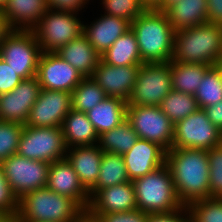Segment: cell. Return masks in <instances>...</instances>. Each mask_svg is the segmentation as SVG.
Masks as SVG:
<instances>
[{"instance_id": "cell-43", "label": "cell", "mask_w": 222, "mask_h": 222, "mask_svg": "<svg viewBox=\"0 0 222 222\" xmlns=\"http://www.w3.org/2000/svg\"><path fill=\"white\" fill-rule=\"evenodd\" d=\"M203 111L212 124L222 132V101L204 107Z\"/></svg>"}, {"instance_id": "cell-14", "label": "cell", "mask_w": 222, "mask_h": 222, "mask_svg": "<svg viewBox=\"0 0 222 222\" xmlns=\"http://www.w3.org/2000/svg\"><path fill=\"white\" fill-rule=\"evenodd\" d=\"M36 77L41 89L70 92L84 76L56 52H42Z\"/></svg>"}, {"instance_id": "cell-3", "label": "cell", "mask_w": 222, "mask_h": 222, "mask_svg": "<svg viewBox=\"0 0 222 222\" xmlns=\"http://www.w3.org/2000/svg\"><path fill=\"white\" fill-rule=\"evenodd\" d=\"M85 215L73 199L43 187L19 199L16 221L79 222Z\"/></svg>"}, {"instance_id": "cell-18", "label": "cell", "mask_w": 222, "mask_h": 222, "mask_svg": "<svg viewBox=\"0 0 222 222\" xmlns=\"http://www.w3.org/2000/svg\"><path fill=\"white\" fill-rule=\"evenodd\" d=\"M122 156L130 181L156 170L166 161V151L161 146L140 138Z\"/></svg>"}, {"instance_id": "cell-23", "label": "cell", "mask_w": 222, "mask_h": 222, "mask_svg": "<svg viewBox=\"0 0 222 222\" xmlns=\"http://www.w3.org/2000/svg\"><path fill=\"white\" fill-rule=\"evenodd\" d=\"M58 55L76 68L84 77H91L96 69L100 54L93 48L83 33L62 46Z\"/></svg>"}, {"instance_id": "cell-11", "label": "cell", "mask_w": 222, "mask_h": 222, "mask_svg": "<svg viewBox=\"0 0 222 222\" xmlns=\"http://www.w3.org/2000/svg\"><path fill=\"white\" fill-rule=\"evenodd\" d=\"M222 144V132L198 109L174 124L172 148L209 150Z\"/></svg>"}, {"instance_id": "cell-46", "label": "cell", "mask_w": 222, "mask_h": 222, "mask_svg": "<svg viewBox=\"0 0 222 222\" xmlns=\"http://www.w3.org/2000/svg\"><path fill=\"white\" fill-rule=\"evenodd\" d=\"M182 0H160V3L154 8L156 11L165 12L170 6Z\"/></svg>"}, {"instance_id": "cell-5", "label": "cell", "mask_w": 222, "mask_h": 222, "mask_svg": "<svg viewBox=\"0 0 222 222\" xmlns=\"http://www.w3.org/2000/svg\"><path fill=\"white\" fill-rule=\"evenodd\" d=\"M132 183L137 209L143 212L168 213L184 207L177 196L172 173L166 163Z\"/></svg>"}, {"instance_id": "cell-6", "label": "cell", "mask_w": 222, "mask_h": 222, "mask_svg": "<svg viewBox=\"0 0 222 222\" xmlns=\"http://www.w3.org/2000/svg\"><path fill=\"white\" fill-rule=\"evenodd\" d=\"M79 14L48 9L32 29L42 52H56L83 33Z\"/></svg>"}, {"instance_id": "cell-47", "label": "cell", "mask_w": 222, "mask_h": 222, "mask_svg": "<svg viewBox=\"0 0 222 222\" xmlns=\"http://www.w3.org/2000/svg\"><path fill=\"white\" fill-rule=\"evenodd\" d=\"M0 222H16V218L13 215L0 210Z\"/></svg>"}, {"instance_id": "cell-2", "label": "cell", "mask_w": 222, "mask_h": 222, "mask_svg": "<svg viewBox=\"0 0 222 222\" xmlns=\"http://www.w3.org/2000/svg\"><path fill=\"white\" fill-rule=\"evenodd\" d=\"M130 28L135 34L143 63L171 61L175 30L165 12L147 9L133 20Z\"/></svg>"}, {"instance_id": "cell-30", "label": "cell", "mask_w": 222, "mask_h": 222, "mask_svg": "<svg viewBox=\"0 0 222 222\" xmlns=\"http://www.w3.org/2000/svg\"><path fill=\"white\" fill-rule=\"evenodd\" d=\"M138 139L131 123L126 119L115 128L100 134L97 145L102 152L123 155L134 146Z\"/></svg>"}, {"instance_id": "cell-48", "label": "cell", "mask_w": 222, "mask_h": 222, "mask_svg": "<svg viewBox=\"0 0 222 222\" xmlns=\"http://www.w3.org/2000/svg\"><path fill=\"white\" fill-rule=\"evenodd\" d=\"M147 9H154L159 3L160 0H141Z\"/></svg>"}, {"instance_id": "cell-49", "label": "cell", "mask_w": 222, "mask_h": 222, "mask_svg": "<svg viewBox=\"0 0 222 222\" xmlns=\"http://www.w3.org/2000/svg\"><path fill=\"white\" fill-rule=\"evenodd\" d=\"M215 67L221 72L222 75V55L217 59Z\"/></svg>"}, {"instance_id": "cell-41", "label": "cell", "mask_w": 222, "mask_h": 222, "mask_svg": "<svg viewBox=\"0 0 222 222\" xmlns=\"http://www.w3.org/2000/svg\"><path fill=\"white\" fill-rule=\"evenodd\" d=\"M146 222H191V218L187 206H184L168 213H150Z\"/></svg>"}, {"instance_id": "cell-12", "label": "cell", "mask_w": 222, "mask_h": 222, "mask_svg": "<svg viewBox=\"0 0 222 222\" xmlns=\"http://www.w3.org/2000/svg\"><path fill=\"white\" fill-rule=\"evenodd\" d=\"M0 164L18 199L27 192L47 186L50 166L48 162L28 159L16 153Z\"/></svg>"}, {"instance_id": "cell-45", "label": "cell", "mask_w": 222, "mask_h": 222, "mask_svg": "<svg viewBox=\"0 0 222 222\" xmlns=\"http://www.w3.org/2000/svg\"><path fill=\"white\" fill-rule=\"evenodd\" d=\"M11 31L12 29L9 27L6 18L2 14V11H0V45Z\"/></svg>"}, {"instance_id": "cell-10", "label": "cell", "mask_w": 222, "mask_h": 222, "mask_svg": "<svg viewBox=\"0 0 222 222\" xmlns=\"http://www.w3.org/2000/svg\"><path fill=\"white\" fill-rule=\"evenodd\" d=\"M127 120L138 138L154 142L165 151L172 149L174 123L159 106L127 105Z\"/></svg>"}, {"instance_id": "cell-9", "label": "cell", "mask_w": 222, "mask_h": 222, "mask_svg": "<svg viewBox=\"0 0 222 222\" xmlns=\"http://www.w3.org/2000/svg\"><path fill=\"white\" fill-rule=\"evenodd\" d=\"M171 90L170 61L143 63L127 105L159 106Z\"/></svg>"}, {"instance_id": "cell-29", "label": "cell", "mask_w": 222, "mask_h": 222, "mask_svg": "<svg viewBox=\"0 0 222 222\" xmlns=\"http://www.w3.org/2000/svg\"><path fill=\"white\" fill-rule=\"evenodd\" d=\"M210 65L170 61L172 90L195 95Z\"/></svg>"}, {"instance_id": "cell-20", "label": "cell", "mask_w": 222, "mask_h": 222, "mask_svg": "<svg viewBox=\"0 0 222 222\" xmlns=\"http://www.w3.org/2000/svg\"><path fill=\"white\" fill-rule=\"evenodd\" d=\"M131 23L123 18L101 14L91 24L83 23V35L101 55L126 31Z\"/></svg>"}, {"instance_id": "cell-39", "label": "cell", "mask_w": 222, "mask_h": 222, "mask_svg": "<svg viewBox=\"0 0 222 222\" xmlns=\"http://www.w3.org/2000/svg\"><path fill=\"white\" fill-rule=\"evenodd\" d=\"M18 207L19 199L13 193L0 164V210L7 212L16 218Z\"/></svg>"}, {"instance_id": "cell-28", "label": "cell", "mask_w": 222, "mask_h": 222, "mask_svg": "<svg viewBox=\"0 0 222 222\" xmlns=\"http://www.w3.org/2000/svg\"><path fill=\"white\" fill-rule=\"evenodd\" d=\"M129 181L130 179L123 156L115 153L103 152L97 183L89 191L90 199L103 188Z\"/></svg>"}, {"instance_id": "cell-34", "label": "cell", "mask_w": 222, "mask_h": 222, "mask_svg": "<svg viewBox=\"0 0 222 222\" xmlns=\"http://www.w3.org/2000/svg\"><path fill=\"white\" fill-rule=\"evenodd\" d=\"M191 222H222V198H206L187 206Z\"/></svg>"}, {"instance_id": "cell-37", "label": "cell", "mask_w": 222, "mask_h": 222, "mask_svg": "<svg viewBox=\"0 0 222 222\" xmlns=\"http://www.w3.org/2000/svg\"><path fill=\"white\" fill-rule=\"evenodd\" d=\"M209 198H222V144L207 150Z\"/></svg>"}, {"instance_id": "cell-40", "label": "cell", "mask_w": 222, "mask_h": 222, "mask_svg": "<svg viewBox=\"0 0 222 222\" xmlns=\"http://www.w3.org/2000/svg\"><path fill=\"white\" fill-rule=\"evenodd\" d=\"M23 79L5 62L0 59V95L11 92Z\"/></svg>"}, {"instance_id": "cell-31", "label": "cell", "mask_w": 222, "mask_h": 222, "mask_svg": "<svg viewBox=\"0 0 222 222\" xmlns=\"http://www.w3.org/2000/svg\"><path fill=\"white\" fill-rule=\"evenodd\" d=\"M159 107L174 124L199 109L194 95L175 90L168 93Z\"/></svg>"}, {"instance_id": "cell-38", "label": "cell", "mask_w": 222, "mask_h": 222, "mask_svg": "<svg viewBox=\"0 0 222 222\" xmlns=\"http://www.w3.org/2000/svg\"><path fill=\"white\" fill-rule=\"evenodd\" d=\"M96 222H146L148 213L139 209L117 213H86Z\"/></svg>"}, {"instance_id": "cell-50", "label": "cell", "mask_w": 222, "mask_h": 222, "mask_svg": "<svg viewBox=\"0 0 222 222\" xmlns=\"http://www.w3.org/2000/svg\"><path fill=\"white\" fill-rule=\"evenodd\" d=\"M79 222H96V221L85 215Z\"/></svg>"}, {"instance_id": "cell-42", "label": "cell", "mask_w": 222, "mask_h": 222, "mask_svg": "<svg viewBox=\"0 0 222 222\" xmlns=\"http://www.w3.org/2000/svg\"><path fill=\"white\" fill-rule=\"evenodd\" d=\"M48 9L80 14L90 0H46ZM80 12V13H79Z\"/></svg>"}, {"instance_id": "cell-32", "label": "cell", "mask_w": 222, "mask_h": 222, "mask_svg": "<svg viewBox=\"0 0 222 222\" xmlns=\"http://www.w3.org/2000/svg\"><path fill=\"white\" fill-rule=\"evenodd\" d=\"M106 97L104 90L92 77H84L72 91V109L86 113Z\"/></svg>"}, {"instance_id": "cell-21", "label": "cell", "mask_w": 222, "mask_h": 222, "mask_svg": "<svg viewBox=\"0 0 222 222\" xmlns=\"http://www.w3.org/2000/svg\"><path fill=\"white\" fill-rule=\"evenodd\" d=\"M103 152L99 146L68 148L66 158L78 175L80 183L89 192L97 183Z\"/></svg>"}, {"instance_id": "cell-24", "label": "cell", "mask_w": 222, "mask_h": 222, "mask_svg": "<svg viewBox=\"0 0 222 222\" xmlns=\"http://www.w3.org/2000/svg\"><path fill=\"white\" fill-rule=\"evenodd\" d=\"M86 114L96 133L100 135L127 119V102L108 96Z\"/></svg>"}, {"instance_id": "cell-8", "label": "cell", "mask_w": 222, "mask_h": 222, "mask_svg": "<svg viewBox=\"0 0 222 222\" xmlns=\"http://www.w3.org/2000/svg\"><path fill=\"white\" fill-rule=\"evenodd\" d=\"M1 58L22 78L35 77L42 49L32 30H12L0 45Z\"/></svg>"}, {"instance_id": "cell-15", "label": "cell", "mask_w": 222, "mask_h": 222, "mask_svg": "<svg viewBox=\"0 0 222 222\" xmlns=\"http://www.w3.org/2000/svg\"><path fill=\"white\" fill-rule=\"evenodd\" d=\"M41 86L37 77L23 79L11 92L0 95V120L25 125L38 99Z\"/></svg>"}, {"instance_id": "cell-51", "label": "cell", "mask_w": 222, "mask_h": 222, "mask_svg": "<svg viewBox=\"0 0 222 222\" xmlns=\"http://www.w3.org/2000/svg\"><path fill=\"white\" fill-rule=\"evenodd\" d=\"M7 3H8V0H0V11L4 9Z\"/></svg>"}, {"instance_id": "cell-22", "label": "cell", "mask_w": 222, "mask_h": 222, "mask_svg": "<svg viewBox=\"0 0 222 222\" xmlns=\"http://www.w3.org/2000/svg\"><path fill=\"white\" fill-rule=\"evenodd\" d=\"M47 10L46 0H8L2 14L12 30H32Z\"/></svg>"}, {"instance_id": "cell-25", "label": "cell", "mask_w": 222, "mask_h": 222, "mask_svg": "<svg viewBox=\"0 0 222 222\" xmlns=\"http://www.w3.org/2000/svg\"><path fill=\"white\" fill-rule=\"evenodd\" d=\"M61 129L68 148L98 143L99 135L84 112L71 109L63 120Z\"/></svg>"}, {"instance_id": "cell-1", "label": "cell", "mask_w": 222, "mask_h": 222, "mask_svg": "<svg viewBox=\"0 0 222 222\" xmlns=\"http://www.w3.org/2000/svg\"><path fill=\"white\" fill-rule=\"evenodd\" d=\"M165 163L172 173L177 196L183 206L209 198V163L207 150L172 148Z\"/></svg>"}, {"instance_id": "cell-19", "label": "cell", "mask_w": 222, "mask_h": 222, "mask_svg": "<svg viewBox=\"0 0 222 222\" xmlns=\"http://www.w3.org/2000/svg\"><path fill=\"white\" fill-rule=\"evenodd\" d=\"M137 209L132 181L99 190L91 199L86 213H117Z\"/></svg>"}, {"instance_id": "cell-35", "label": "cell", "mask_w": 222, "mask_h": 222, "mask_svg": "<svg viewBox=\"0 0 222 222\" xmlns=\"http://www.w3.org/2000/svg\"><path fill=\"white\" fill-rule=\"evenodd\" d=\"M101 2L99 3L104 9V14L123 18L130 23L147 10L141 0H101Z\"/></svg>"}, {"instance_id": "cell-17", "label": "cell", "mask_w": 222, "mask_h": 222, "mask_svg": "<svg viewBox=\"0 0 222 222\" xmlns=\"http://www.w3.org/2000/svg\"><path fill=\"white\" fill-rule=\"evenodd\" d=\"M46 187L73 199L86 212L90 203L89 192L80 183L78 175L67 158L50 163Z\"/></svg>"}, {"instance_id": "cell-16", "label": "cell", "mask_w": 222, "mask_h": 222, "mask_svg": "<svg viewBox=\"0 0 222 222\" xmlns=\"http://www.w3.org/2000/svg\"><path fill=\"white\" fill-rule=\"evenodd\" d=\"M140 67L141 65L111 66L100 59L91 77L107 96L117 97L127 102Z\"/></svg>"}, {"instance_id": "cell-13", "label": "cell", "mask_w": 222, "mask_h": 222, "mask_svg": "<svg viewBox=\"0 0 222 222\" xmlns=\"http://www.w3.org/2000/svg\"><path fill=\"white\" fill-rule=\"evenodd\" d=\"M72 109V93L41 89L25 126L61 127Z\"/></svg>"}, {"instance_id": "cell-27", "label": "cell", "mask_w": 222, "mask_h": 222, "mask_svg": "<svg viewBox=\"0 0 222 222\" xmlns=\"http://www.w3.org/2000/svg\"><path fill=\"white\" fill-rule=\"evenodd\" d=\"M103 62L111 66L142 65L138 43L130 28L100 55Z\"/></svg>"}, {"instance_id": "cell-26", "label": "cell", "mask_w": 222, "mask_h": 222, "mask_svg": "<svg viewBox=\"0 0 222 222\" xmlns=\"http://www.w3.org/2000/svg\"><path fill=\"white\" fill-rule=\"evenodd\" d=\"M207 5V0H182L165 13L176 32L208 22Z\"/></svg>"}, {"instance_id": "cell-44", "label": "cell", "mask_w": 222, "mask_h": 222, "mask_svg": "<svg viewBox=\"0 0 222 222\" xmlns=\"http://www.w3.org/2000/svg\"><path fill=\"white\" fill-rule=\"evenodd\" d=\"M208 22L222 25V0H207Z\"/></svg>"}, {"instance_id": "cell-4", "label": "cell", "mask_w": 222, "mask_h": 222, "mask_svg": "<svg viewBox=\"0 0 222 222\" xmlns=\"http://www.w3.org/2000/svg\"><path fill=\"white\" fill-rule=\"evenodd\" d=\"M222 55V25L206 22L175 32L171 61L215 66Z\"/></svg>"}, {"instance_id": "cell-33", "label": "cell", "mask_w": 222, "mask_h": 222, "mask_svg": "<svg viewBox=\"0 0 222 222\" xmlns=\"http://www.w3.org/2000/svg\"><path fill=\"white\" fill-rule=\"evenodd\" d=\"M194 96L199 109L222 101V75L215 66L205 72Z\"/></svg>"}, {"instance_id": "cell-36", "label": "cell", "mask_w": 222, "mask_h": 222, "mask_svg": "<svg viewBox=\"0 0 222 222\" xmlns=\"http://www.w3.org/2000/svg\"><path fill=\"white\" fill-rule=\"evenodd\" d=\"M24 125L13 122H0V163L17 153L19 138Z\"/></svg>"}, {"instance_id": "cell-7", "label": "cell", "mask_w": 222, "mask_h": 222, "mask_svg": "<svg viewBox=\"0 0 222 222\" xmlns=\"http://www.w3.org/2000/svg\"><path fill=\"white\" fill-rule=\"evenodd\" d=\"M67 151L61 127L24 125L17 149V154L20 156L52 163L66 158Z\"/></svg>"}]
</instances>
